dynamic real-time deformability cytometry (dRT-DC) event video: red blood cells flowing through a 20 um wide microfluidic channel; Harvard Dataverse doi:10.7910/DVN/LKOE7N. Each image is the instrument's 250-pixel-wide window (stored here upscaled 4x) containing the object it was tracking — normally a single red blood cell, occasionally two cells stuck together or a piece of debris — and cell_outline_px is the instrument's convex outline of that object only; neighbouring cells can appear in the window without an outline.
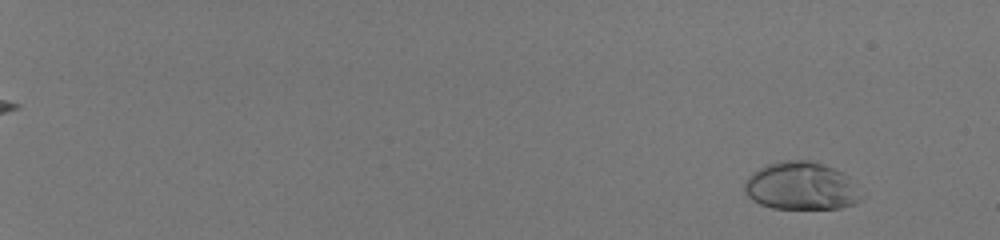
{"species": "human", "species_latin": "Homo sapiens", "temperature_condition": "room temperature", "stored_images_in_passage": 58, "camera_frame_rate_fps": 3000, "um_per_image_px": 0.085, "donor": {"sex": "male"}, "frame": {"image": 1, "passage_image": 6, "time_ms": 1.667, "image_size_px": [1000, 240], "cell_outline_px": [[860, 200], [856, 204], [840, 208], [772, 208], [760, 204], [752, 200], [744, 192], [744, 184], [748, 176], [752, 172], [768, 164], [780, 160], [816, 160], [848, 176]], "centroid_in_image_um": [68.02, 15.8], "position_along_channel_um": 17.0, "area_um2": 32.25}}
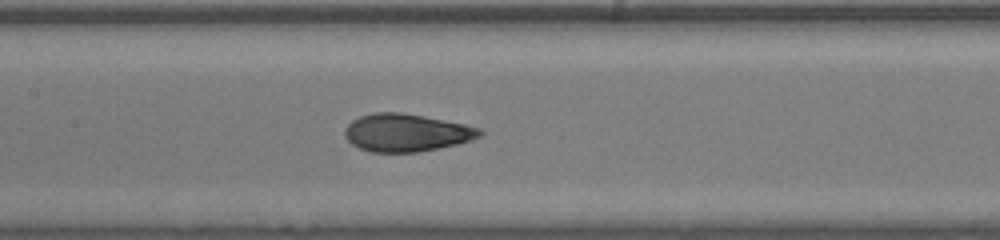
{"frame": {"image": 2, "passage_image": 35, "time_ms": 11.333, "image_size_px": [1000, 240], "cell_outline_px": [[484, 132], [480, 136], [472, 140], [456, 144], [420, 152], [372, 152], [360, 148], [352, 144], [344, 136], [344, 128], [352, 120], [360, 116], [376, 112], [400, 112], [424, 116], [464, 124], [480, 128]], "centroid_in_image_um": [34.53, 11.27], "position_along_channel_um": 172.9, "area_um2": 29.65}}
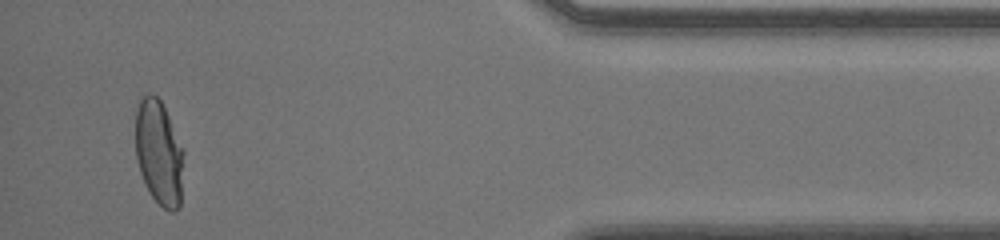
{"frame": {"image": 3, "passage_image": 56, "time_ms": 18.333, "image_size_px": [1000, 240], "cell_outline_px": [[184, 152], [180, 208], [176, 212], [168, 212], [148, 192], [144, 184], [140, 172], [136, 156], [136, 112], [140, 100], [148, 92], [152, 92], [160, 100], [184, 148]], "centroid_in_image_um": [13.53, 13.01], "position_along_channel_um": 421.7, "area_um2": 29.71}, "authors_computed_cell_mechanics": {"area_um2": 29.9982, "velocity_mm_per_s": 4.0779, "shape_relaxation_time_tau1_ms": 4.0468, "shape_relaxation_time_tau2_ms": null, "deformation_change_tau1": 0.224, "deformation_change_tau2": null}}